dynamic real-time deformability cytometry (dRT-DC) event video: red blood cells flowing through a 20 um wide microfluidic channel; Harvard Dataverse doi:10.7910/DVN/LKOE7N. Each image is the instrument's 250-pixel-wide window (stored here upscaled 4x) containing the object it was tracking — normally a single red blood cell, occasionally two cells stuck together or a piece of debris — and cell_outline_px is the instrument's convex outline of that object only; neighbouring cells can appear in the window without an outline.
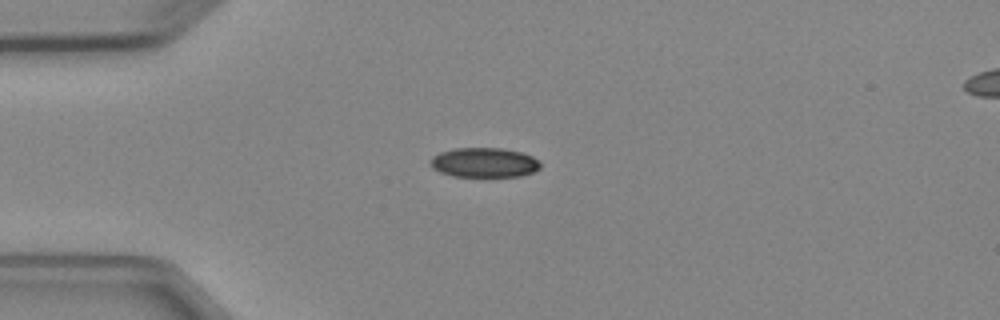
{"species": "Egyptian fruit bat (a non-hibernating species)", "species_latin": "Rousettus aegyptiacus", "temperature_condition": "cold", "stored_images_in_passage": 3, "camera_frame_rate_fps": 3000, "um_per_image_px": 0.085, "animal": {"sex": "female"}, "frame": {"image": 1, "passage_image": 1, "time_ms": 0.0, "image_size_px": [1000, 320], "cell_outline_px": [[540, 168], [532, 172], [520, 176], [452, 176], [440, 172], [432, 168], [428, 164], [428, 160], [432, 156], [440, 152], [452, 148], [500, 148], [520, 152], [532, 156], [540, 160]], "centroid_in_image_um": [41.1, 13.81], "position_along_channel_um": 43.9, "area_um2": 19.13}}
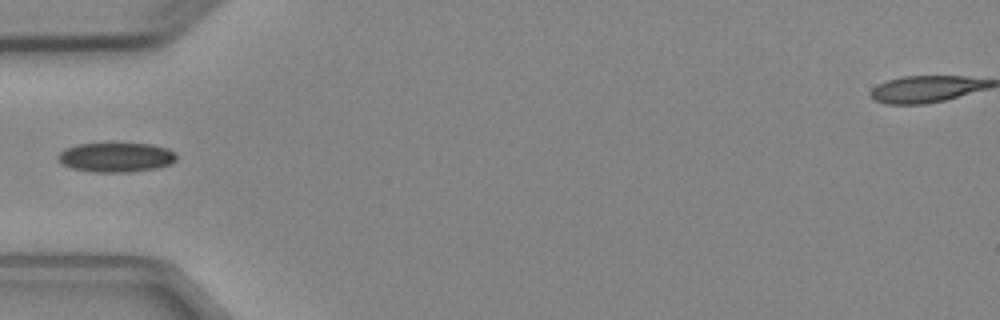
{"frame": {"image": 2, "passage_image": 2, "time_ms": 1.333, "image_size_px": [1000, 320], "cell_outline_px": [[176, 160], [172, 164], [156, 168], [128, 172], [92, 172], [72, 168], [64, 164], [56, 156], [64, 148], [76, 144], [152, 144], [168, 148], [176, 152]], "centroid_in_image_um": [9.89, 13.37], "position_along_channel_um": 75.1, "area_um2": 20.35}}